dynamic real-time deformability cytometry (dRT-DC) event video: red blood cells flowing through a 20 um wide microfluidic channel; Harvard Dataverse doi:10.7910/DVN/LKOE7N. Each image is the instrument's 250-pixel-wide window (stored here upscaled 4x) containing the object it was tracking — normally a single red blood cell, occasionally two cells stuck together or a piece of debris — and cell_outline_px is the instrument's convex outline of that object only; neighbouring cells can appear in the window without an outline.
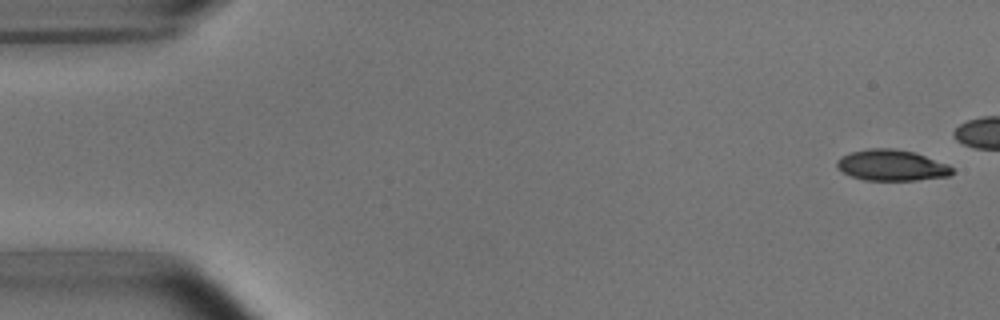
{"species": "common noctule bat (a hibernating species)", "species_latin": "Nyctalus noctula", "temperature_condition": "room temperature", "stored_images_in_passage": 5, "camera_frame_rate_fps": 3000, "um_per_image_px": 0.085, "animal": {"sex": "male", "body_mass_g": 15.6}, "frame": {"image": 1, "passage_image": 1, "time_ms": 0.0, "image_size_px": [1000, 320], "cell_outline_px": [[952, 172], [948, 176], [916, 180], [864, 180], [852, 176], [844, 172], [836, 164], [836, 160], [852, 152], [872, 148], [892, 148], [916, 152], [948, 164], [952, 168]], "centroid_in_image_um": [75.82, 14.04], "position_along_channel_um": 9.2, "area_um2": 20.58}}
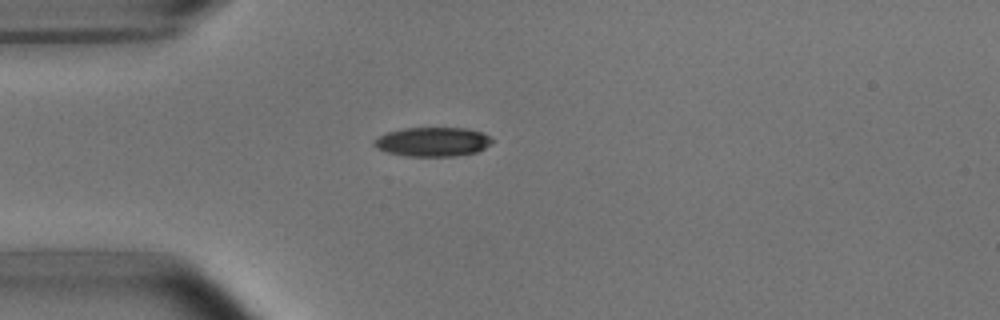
{"frame": {"image": 2, "passage_image": 5, "time_ms": 5.667, "image_size_px": [1000, 320], "cell_outline_px": [[492, 140], [484, 148], [476, 152], [452, 156], [408, 156], [388, 152], [376, 148], [372, 144], [380, 136], [388, 132], [404, 128], [468, 128], [484, 132]], "centroid_in_image_um": [36.78, 12.04], "position_along_channel_um": 48.2, "area_um2": 19.83}}